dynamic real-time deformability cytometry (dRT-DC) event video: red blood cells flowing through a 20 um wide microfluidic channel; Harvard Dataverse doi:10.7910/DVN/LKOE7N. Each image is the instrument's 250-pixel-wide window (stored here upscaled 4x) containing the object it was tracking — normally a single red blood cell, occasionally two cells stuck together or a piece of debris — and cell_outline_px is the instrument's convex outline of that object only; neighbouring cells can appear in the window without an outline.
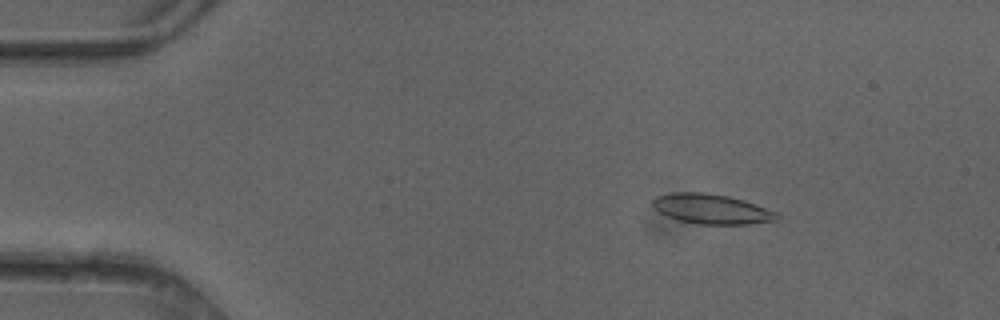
{"species": "common noctule bat (a hibernating species)", "species_latin": "Nyctalus noctula", "temperature_condition": "cold", "stored_images_in_passage": 3, "camera_frame_rate_fps": 3000, "um_per_image_px": 0.085, "animal": {"sex": "female"}, "frame": {"image": 1, "passage_image": 1, "time_ms": 0.0, "image_size_px": [1000, 320], "cell_outline_px": [[780, 216], [776, 220], [748, 224], [700, 224], [680, 220], [668, 216], [660, 212], [652, 204], [652, 200], [656, 196], [668, 192], [704, 192], [728, 196], [744, 200], [776, 212]], "centroid_in_image_um": [60.47, 17.75], "position_along_channel_um": 24.5, "area_um2": 21.44}}